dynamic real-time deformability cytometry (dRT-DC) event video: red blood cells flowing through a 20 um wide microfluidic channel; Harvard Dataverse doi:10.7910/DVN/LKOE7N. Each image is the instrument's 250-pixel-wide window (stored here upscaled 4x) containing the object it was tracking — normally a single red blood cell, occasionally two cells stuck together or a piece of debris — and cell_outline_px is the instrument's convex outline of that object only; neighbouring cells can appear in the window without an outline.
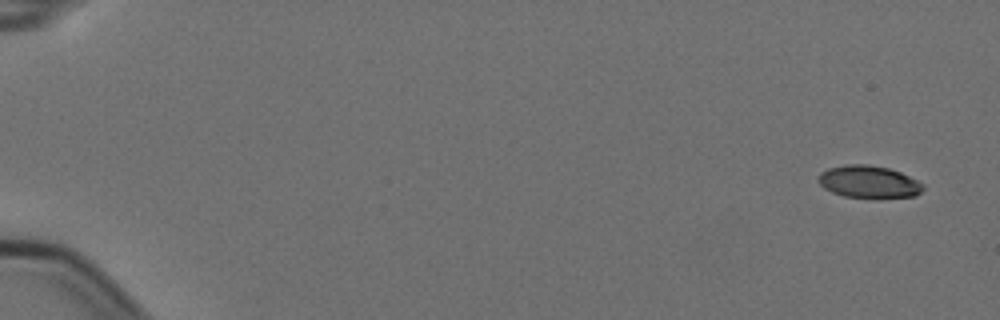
{"species": "Egyptian fruit bat (a non-hibernating species)", "species_latin": "Rousettus aegyptiacus", "temperature_condition": "cold", "stored_images_in_passage": 7, "camera_frame_rate_fps": 3000, "um_per_image_px": 0.085, "animal": {"sex": "female"}, "frame": {"image": 1, "passage_image": 1, "time_ms": 0.0, "image_size_px": [1000, 320], "cell_outline_px": [[924, 188], [916, 196], [880, 200], [872, 200], [844, 196], [832, 192], [824, 188], [816, 180], [820, 172], [828, 168], [848, 164], [868, 164], [888, 168], [900, 172], [924, 184]], "centroid_in_image_um": [73.85, 15.5], "position_along_channel_um": 11.2, "area_um2": 20.46}}
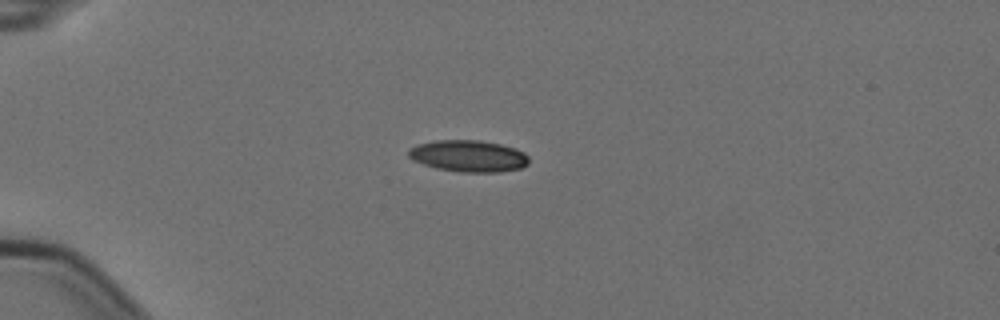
{"frame": {"image": 2, "passage_image": 5, "time_ms": 1.333, "image_size_px": [1000, 320], "cell_outline_px": [[528, 164], [520, 168], [500, 172], [460, 172], [436, 168], [412, 160], [408, 156], [408, 148], [416, 144], [432, 140], [480, 140], [500, 144], [516, 148], [524, 152], [528, 156]], "centroid_in_image_um": [39.79, 13.25], "position_along_channel_um": 45.2, "area_um2": 22.43}}
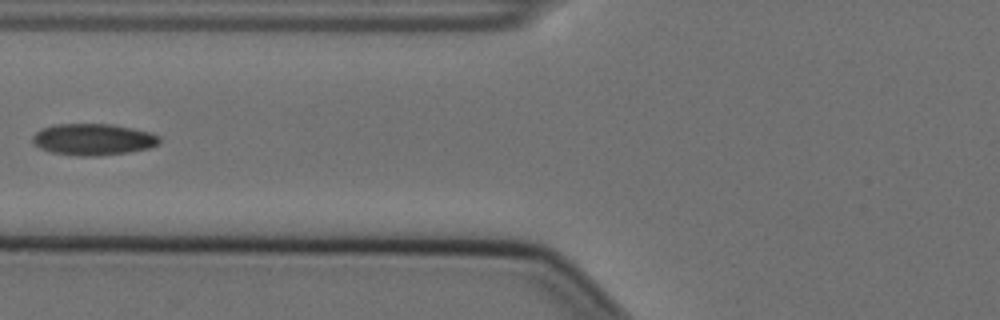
{"frame": {"image": 3, "passage_image": 7, "time_ms": 2.0, "image_size_px": [1000, 320], "cell_outline_px": [[160, 144], [148, 148], [128, 152], [96, 156], [80, 156], [52, 152], [40, 148], [32, 140], [32, 136], [40, 128], [56, 124], [112, 124], [132, 128], [148, 132], [160, 136]], "centroid_in_image_um": [7.92, 11.84], "position_along_channel_um": 117.9, "area_um2": 23.24}}